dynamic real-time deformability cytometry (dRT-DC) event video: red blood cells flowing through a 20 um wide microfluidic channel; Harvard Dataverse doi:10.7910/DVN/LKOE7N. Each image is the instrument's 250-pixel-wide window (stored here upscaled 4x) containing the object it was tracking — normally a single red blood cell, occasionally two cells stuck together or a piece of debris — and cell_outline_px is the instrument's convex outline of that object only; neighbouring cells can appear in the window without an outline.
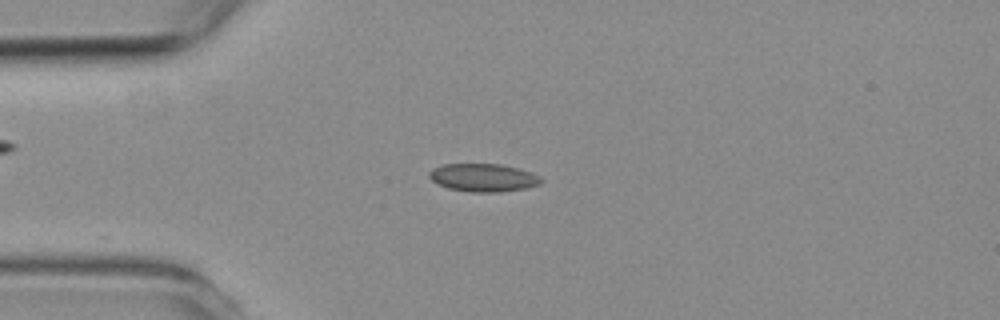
{"species": "common noctule bat (a hibernating species)", "species_latin": "Nyctalus noctula", "temperature_condition": "room temperature", "stored_images_in_passage": 3, "camera_frame_rate_fps": 3000, "um_per_image_px": 0.085, "animal": {"sex": "female", "body_mass_g": 19.3, "forearm_length_mm": 54.1}, "frame": {"image": 1, "passage_image": 2, "time_ms": 2.0, "image_size_px": [1000, 320], "cell_outline_px": [[544, 180], [540, 184], [524, 188], [500, 192], [472, 192], [448, 188], [432, 180], [428, 176], [428, 172], [432, 168], [440, 164], [500, 164], [520, 168], [532, 172], [540, 176]], "centroid_in_image_um": [41.09, 15.08], "position_along_channel_um": 43.9, "area_um2": 18.38}}
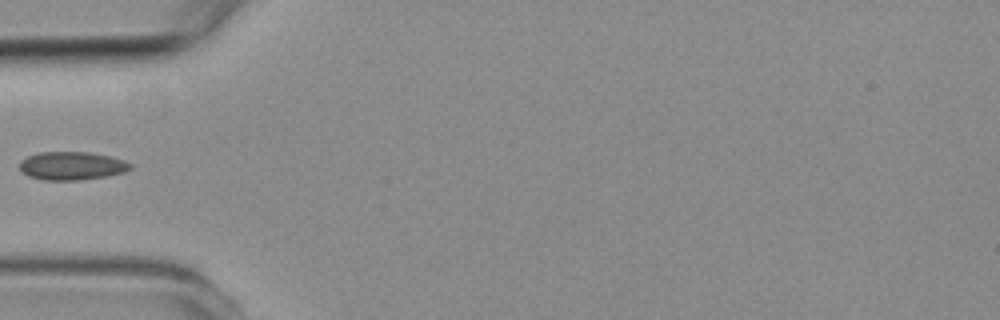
{"frame": {"image": 2, "passage_image": 3, "time_ms": 3.333, "image_size_px": [1000, 320], "cell_outline_px": [[132, 168], [124, 172], [108, 176], [80, 180], [44, 180], [28, 176], [20, 168], [20, 160], [28, 156], [40, 152], [88, 152], [112, 156], [124, 160], [132, 164]], "centroid_in_image_um": [6.14, 14.09], "position_along_channel_um": 78.9, "area_um2": 18.32}}